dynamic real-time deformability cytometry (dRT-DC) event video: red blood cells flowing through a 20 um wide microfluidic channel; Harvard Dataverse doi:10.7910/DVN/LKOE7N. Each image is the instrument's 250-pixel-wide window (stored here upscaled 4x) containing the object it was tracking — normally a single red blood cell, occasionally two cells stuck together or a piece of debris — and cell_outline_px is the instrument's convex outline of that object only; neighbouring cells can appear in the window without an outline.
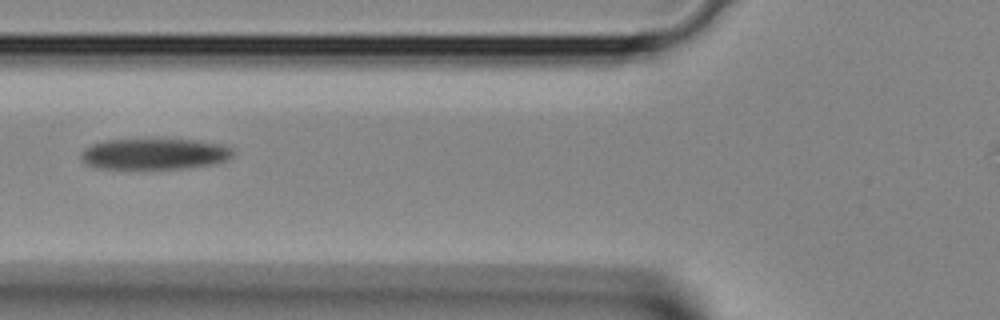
{"species": "Egyptian fruit bat (a non-hibernating species)", "species_latin": "Rousettus aegyptiacus", "temperature_condition": "room temperature", "stored_images_in_passage": 30, "camera_frame_rate_fps": 3000, "um_per_image_px": 0.085, "animal": {"sex": "female"}, "frame": {"image": 1, "passage_image": 7, "time_ms": 2.0, "image_size_px": [1000, 320], "cell_outline_px": [[232, 156], [228, 160], [216, 164], [188, 168], [96, 168], [88, 164], [80, 156], [80, 152], [84, 148], [92, 144], [104, 140], [200, 140], [224, 144], [232, 148]], "centroid_in_image_um": [13.18, 13.08], "position_along_channel_um": 112.6, "area_um2": 27.46}}
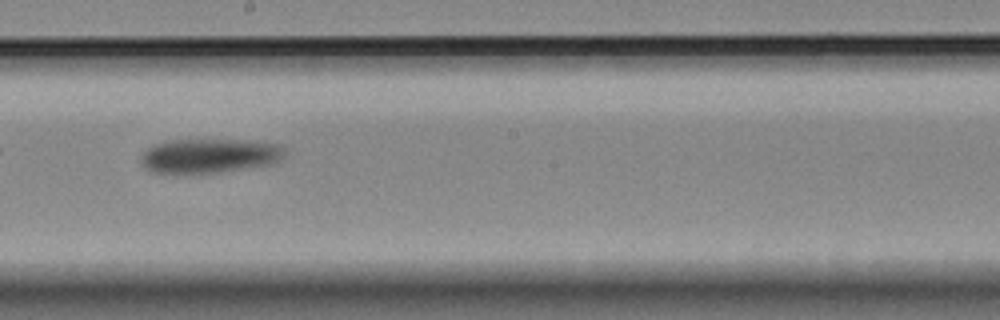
{"frame": {"image": 2, "passage_image": 14, "time_ms": 4.333, "image_size_px": [1000, 320], "cell_outline_px": [[288, 156], [276, 164], [220, 172], [180, 176], [176, 176], [152, 172], [144, 168], [144, 152], [148, 148], [156, 144], [172, 140], [236, 140], [280, 144], [288, 152]], "centroid_in_image_um": [17.87, 13.29], "position_along_channel_um": 230.3, "area_um2": 29.59}}
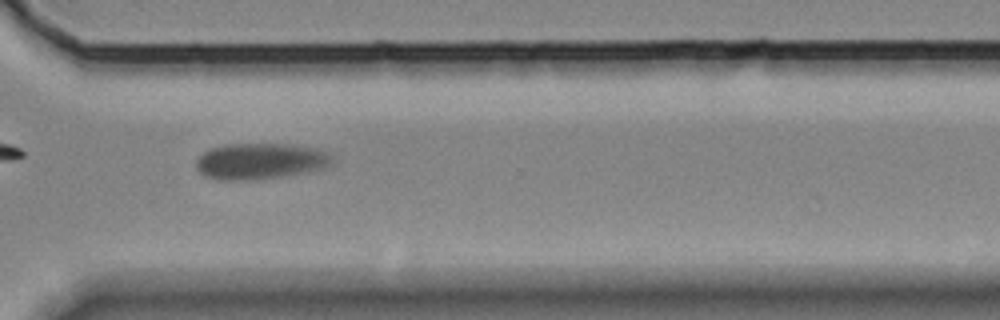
{"frame": {"image": 3, "passage_image": 21, "time_ms": 6.667, "image_size_px": [1000, 320], "cell_outline_px": [[336, 160], [332, 164], [324, 168], [284, 176], [256, 180], [220, 180], [204, 176], [196, 168], [196, 160], [208, 148], [224, 144], [292, 144], [316, 148], [328, 152]], "centroid_in_image_um": [22.13, 13.69], "position_along_channel_um": 348.5, "area_um2": 29.02}}